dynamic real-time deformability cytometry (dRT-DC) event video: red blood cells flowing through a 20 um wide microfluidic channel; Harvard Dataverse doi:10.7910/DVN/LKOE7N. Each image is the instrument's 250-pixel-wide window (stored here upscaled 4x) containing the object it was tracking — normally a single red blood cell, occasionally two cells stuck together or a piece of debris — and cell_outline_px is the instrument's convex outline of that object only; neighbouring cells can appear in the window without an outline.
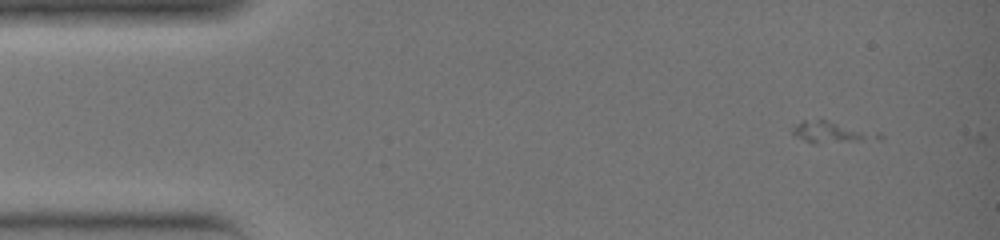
{"species": "common noctule bat (a hibernating species)", "species_latin": "Nyctalus noctula", "temperature_condition": "warm", "stored_images_in_passage": 5, "camera_frame_rate_fps": 3000, "um_per_image_px": 0.085, "animal": {"sex": "female", "body_mass_g": 19.0, "forearm_length_mm": 51.5}, "frame": {"image": 1, "passage_image": 3, "time_ms": 0.667, "image_size_px": [1000, 240], "cell_outline_px": [[884, 136], [880, 140], [816, 144], [812, 144], [796, 136], [792, 132], [792, 128], [796, 124], [804, 120], [828, 120], [880, 132]], "centroid_in_image_um": [70.79, 11.26], "position_along_channel_um": 14.2, "area_um2": 11.16}}